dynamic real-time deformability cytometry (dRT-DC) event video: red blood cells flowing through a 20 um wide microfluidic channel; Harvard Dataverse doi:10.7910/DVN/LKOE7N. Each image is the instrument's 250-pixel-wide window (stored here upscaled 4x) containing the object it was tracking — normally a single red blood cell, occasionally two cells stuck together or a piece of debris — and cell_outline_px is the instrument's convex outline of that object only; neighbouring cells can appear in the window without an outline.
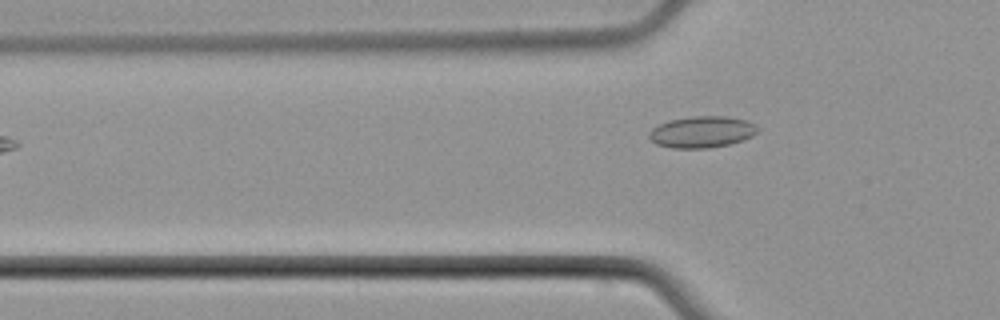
{"species": "common noctule bat (a hibernating species)", "species_latin": "Nyctalus noctula", "temperature_condition": "cold", "stored_images_in_passage": 3, "segment_of_instrument_passage": [2, 2], "camera_frame_rate_fps": 3000, "um_per_image_px": 0.085, "animal": {"sex": "male", "body_mass_g": 21.5, "forearm_length_mm": 52.0}, "frame": {"image": 1, "passage_image": 3, "time_ms": 2.667, "image_size_px": [1000, 320], "cell_outline_px": [[760, 128], [752, 136], [744, 140], [728, 144], [708, 148], [672, 148], [656, 144], [648, 136], [648, 132], [652, 128], [668, 120], [692, 116], [728, 116], [744, 120], [756, 124]], "centroid_in_image_um": [59.66, 11.21], "position_along_channel_um": 66.1, "area_um2": 20.0}}